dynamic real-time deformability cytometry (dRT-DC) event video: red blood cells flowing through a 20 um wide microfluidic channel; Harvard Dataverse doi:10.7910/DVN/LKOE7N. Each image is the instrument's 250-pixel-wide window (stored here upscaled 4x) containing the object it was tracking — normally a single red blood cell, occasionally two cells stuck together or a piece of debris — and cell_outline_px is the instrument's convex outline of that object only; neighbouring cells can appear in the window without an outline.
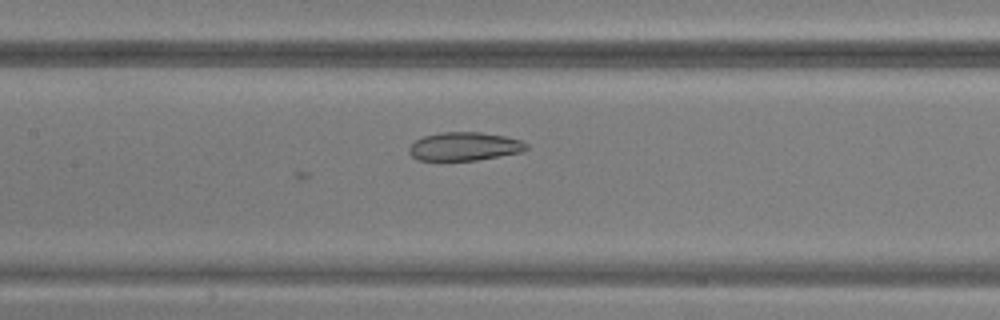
{"species": "common noctule bat (a hibernating species)", "species_latin": "Nyctalus noctula", "temperature_condition": "warm", "stored_images_in_passage": 9, "camera_frame_rate_fps": 3000, "um_per_image_px": 0.085, "animal": {"sex": "male", "body_mass_g": 20.5, "forearm_length_mm": 52.5}, "frame": {"image": 1, "passage_image": 9, "time_ms": 2.667, "image_size_px": [1000, 320], "cell_outline_px": [[528, 148], [520, 152], [476, 160], [420, 160], [412, 156], [408, 152], [408, 148], [416, 140], [424, 136], [440, 132], [480, 132], [504, 136], [520, 140], [528, 144]], "centroid_in_image_um": [39.46, 12.44], "position_along_channel_um": 167.9, "area_um2": 19.25}}